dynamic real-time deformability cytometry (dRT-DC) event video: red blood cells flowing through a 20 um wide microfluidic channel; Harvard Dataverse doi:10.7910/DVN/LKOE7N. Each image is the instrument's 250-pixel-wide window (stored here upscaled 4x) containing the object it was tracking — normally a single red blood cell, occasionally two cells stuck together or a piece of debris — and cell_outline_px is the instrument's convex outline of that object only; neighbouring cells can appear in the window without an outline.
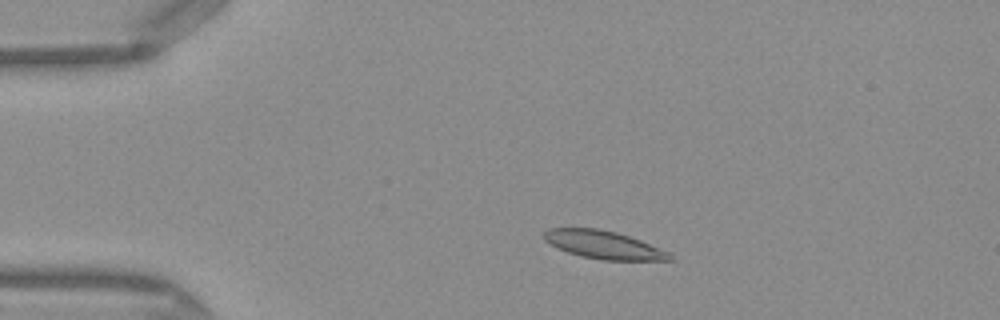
{"species": "Egyptian fruit bat (a non-hibernating species)", "species_latin": "Rousettus aegyptiacus", "temperature_condition": "warm", "stored_images_in_passage": 43, "camera_frame_rate_fps": 3000, "um_per_image_px": 0.085, "frame": {"image": 1, "passage_image": 4, "time_ms": 1.0, "image_size_px": [1000, 320], "cell_outline_px": [[676, 260], [600, 260], [580, 256], [556, 248], [544, 240], [544, 232], [548, 228], [596, 228], [616, 232], [640, 240], [668, 252]], "centroid_in_image_um": [51.27, 20.81], "position_along_channel_um": 33.7, "area_um2": 20.46}}
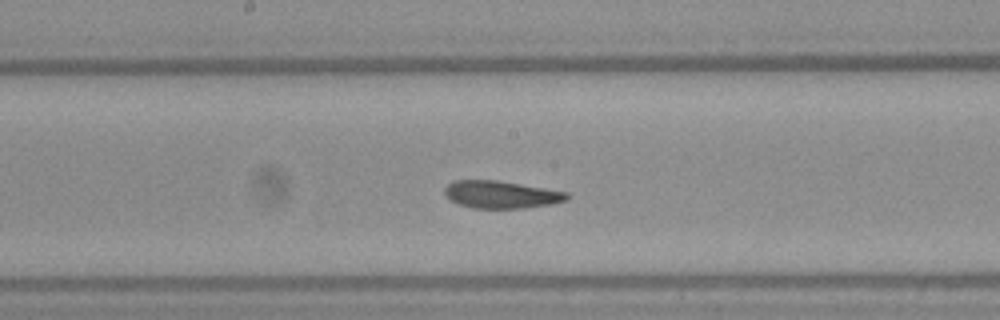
{"frame": {"image": 2, "passage_image": 20, "time_ms": 6.333, "image_size_px": [1000, 320], "cell_outline_px": [[568, 200], [552, 204], [524, 208], [472, 208], [460, 204], [452, 200], [444, 192], [444, 188], [448, 184], [456, 180], [496, 180], [568, 192]], "centroid_in_image_um": [42.62, 16.54], "position_along_channel_um": 205.6, "area_um2": 19.36}}
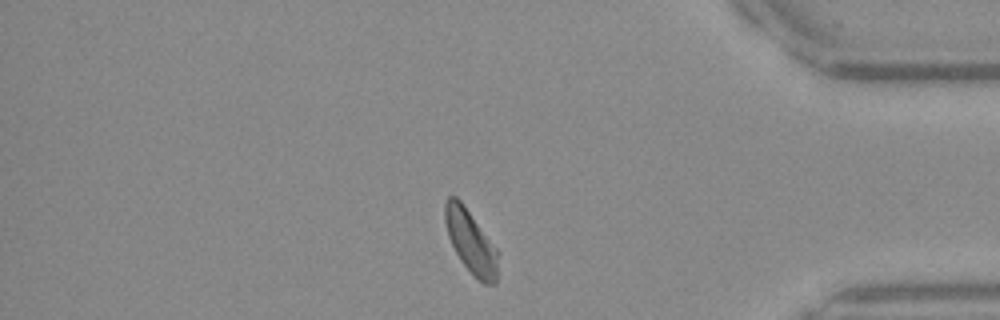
{"frame": {"image": 3, "passage_image": 36, "time_ms": 11.667, "image_size_px": [1000, 320], "cell_outline_px": [[496, 284], [484, 284], [460, 260], [448, 236], [444, 220], [444, 204], [448, 196], [456, 196], [460, 200], [496, 248]], "centroid_in_image_um": [39.96, 20.5], "position_along_channel_um": 395.2, "area_um2": 18.79}, "authors_computed_cell_mechanics": {"area_um2": 20.0566, "velocity_mm_per_s": 4.0868, "shape_relaxation_time_tau1_ms": null, "shape_relaxation_time_tau2_ms": 2.3544, "deformation_change_tau1": null, "deformation_change_tau2": 0.0713}}